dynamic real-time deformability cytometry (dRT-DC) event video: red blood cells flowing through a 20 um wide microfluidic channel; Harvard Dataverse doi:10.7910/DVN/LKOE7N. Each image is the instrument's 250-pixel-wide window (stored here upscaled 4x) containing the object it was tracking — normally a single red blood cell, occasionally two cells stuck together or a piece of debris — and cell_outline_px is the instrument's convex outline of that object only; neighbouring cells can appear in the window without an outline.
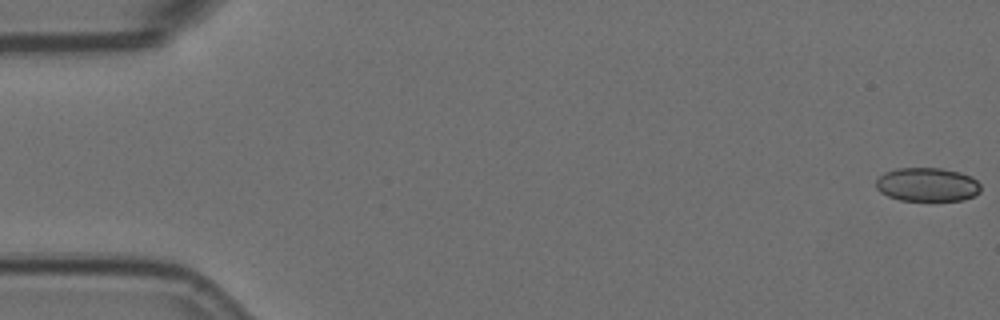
{"species": "Egyptian fruit bat (a non-hibernating species)", "species_latin": "Rousettus aegyptiacus", "temperature_condition": "room temperature", "stored_images_in_passage": 17, "camera_frame_rate_fps": 3000, "um_per_image_px": 0.085, "animal": {"sex": "female"}, "frame": {"image": 1, "passage_image": 1, "time_ms": 0.0, "image_size_px": [1000, 320], "cell_outline_px": [[980, 192], [964, 200], [900, 200], [888, 196], [880, 192], [876, 188], [876, 180], [884, 172], [896, 168], [940, 168], [960, 172], [972, 176], [980, 184]], "centroid_in_image_um": [78.81, 15.68], "position_along_channel_um": 6.2, "area_um2": 20.63}}
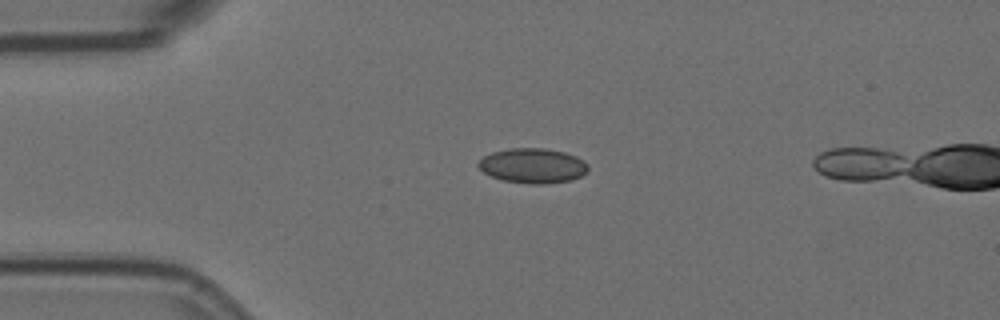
{"frame": {"image": 2, "passage_image": 14, "time_ms": 4.333, "image_size_px": [1000, 320], "cell_outline_px": [[588, 172], [580, 176], [568, 180], [544, 184], [532, 184], [504, 180], [492, 176], [484, 172], [476, 164], [484, 156], [492, 152], [508, 148], [544, 148], [564, 152], [576, 156], [584, 160], [588, 164]], "centroid_in_image_um": [45.3, 14.07], "position_along_channel_um": 39.7, "area_um2": 22.2}}